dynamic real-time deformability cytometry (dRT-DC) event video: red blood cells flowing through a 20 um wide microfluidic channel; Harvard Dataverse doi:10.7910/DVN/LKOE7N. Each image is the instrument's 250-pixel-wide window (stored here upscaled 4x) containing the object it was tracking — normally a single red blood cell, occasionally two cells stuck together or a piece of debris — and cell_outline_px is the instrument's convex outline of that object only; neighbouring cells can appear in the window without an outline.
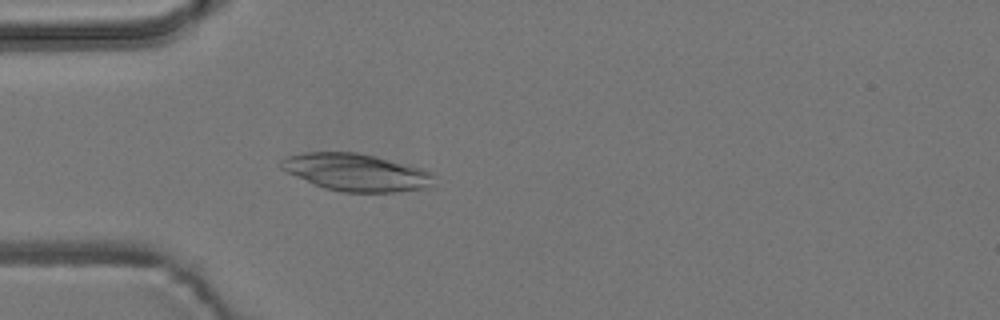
{"species": "common noctule bat (a hibernating species)", "species_latin": "Nyctalus noctula", "temperature_condition": "room temperature", "stored_images_in_passage": 3, "camera_frame_rate_fps": 3000, "um_per_image_px": 0.085, "animal": {"sex": "male", "body_mass_g": 19.2, "forearm_length_mm": 51.8}, "frame": {"image": 1, "passage_image": 3, "time_ms": 3.333, "image_size_px": [1000, 320], "cell_outline_px": [[436, 184], [424, 188], [396, 192], [344, 192], [324, 188], [296, 176], [280, 168], [280, 160], [288, 156], [304, 152], [356, 152], [424, 168], [432, 172]], "centroid_in_image_um": [30.31, 14.65], "position_along_channel_um": 54.7, "area_um2": 33.23}}